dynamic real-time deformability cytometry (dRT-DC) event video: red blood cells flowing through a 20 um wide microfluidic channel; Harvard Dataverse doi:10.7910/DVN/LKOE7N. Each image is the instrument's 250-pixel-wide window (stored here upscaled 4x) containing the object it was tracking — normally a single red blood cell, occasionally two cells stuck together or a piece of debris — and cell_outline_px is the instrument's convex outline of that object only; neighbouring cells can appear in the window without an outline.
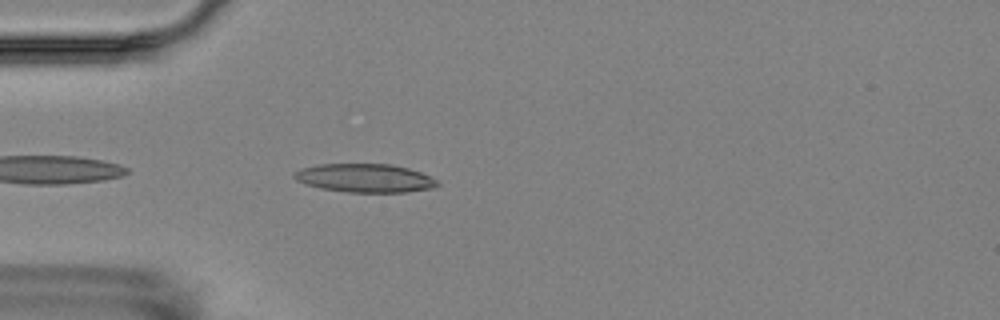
{"species": "Egyptian fruit bat (a non-hibernating species)", "species_latin": "Rousettus aegyptiacus", "temperature_condition": "room temperature", "stored_images_in_passage": 4, "camera_frame_rate_fps": 3000, "um_per_image_px": 0.085, "animal": {"sex": "female"}, "frame": {"image": 1, "passage_image": 4, "time_ms": 4.333, "image_size_px": [1000, 320], "cell_outline_px": [[440, 184], [432, 188], [404, 192], [348, 192], [320, 188], [296, 180], [292, 176], [292, 172], [300, 168], [320, 164], [392, 164], [408, 168], [420, 172], [436, 180]], "centroid_in_image_um": [30.98, 15.13], "position_along_channel_um": 54.0, "area_um2": 23.7}}